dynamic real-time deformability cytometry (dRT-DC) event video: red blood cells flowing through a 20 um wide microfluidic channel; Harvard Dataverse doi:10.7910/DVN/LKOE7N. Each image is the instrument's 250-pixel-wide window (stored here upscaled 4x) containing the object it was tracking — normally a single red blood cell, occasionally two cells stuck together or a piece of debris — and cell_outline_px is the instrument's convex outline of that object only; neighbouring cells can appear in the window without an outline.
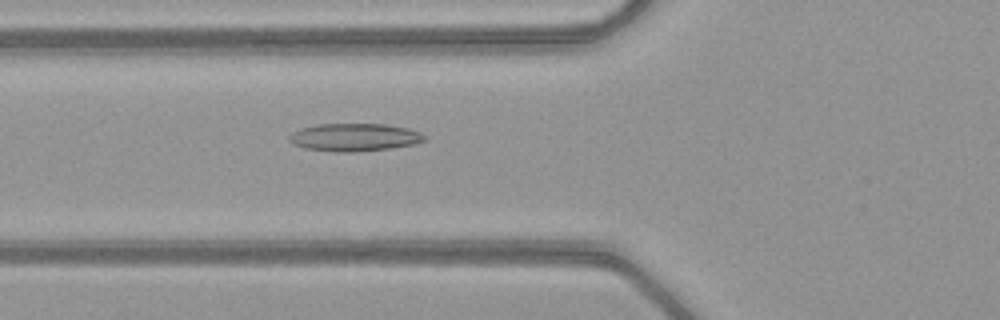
{"species": "common noctule bat (a hibernating species)", "species_latin": "Nyctalus noctula", "temperature_condition": "warm", "stored_images_in_passage": 44, "camera_frame_rate_fps": 3000, "um_per_image_px": 0.085, "animal": {"sex": "female", "body_mass_g": 21.9}, "frame": {"image": 1, "passage_image": 12, "time_ms": 3.667, "image_size_px": [1000, 320], "cell_outline_px": [[428, 140], [412, 144], [388, 148], [352, 152], [336, 152], [304, 148], [292, 144], [288, 140], [288, 136], [292, 132], [300, 128], [320, 124], [384, 124], [408, 128], [420, 132], [428, 136]], "centroid_in_image_um": [30.11, 11.66], "position_along_channel_um": 95.7, "area_um2": 21.96}}
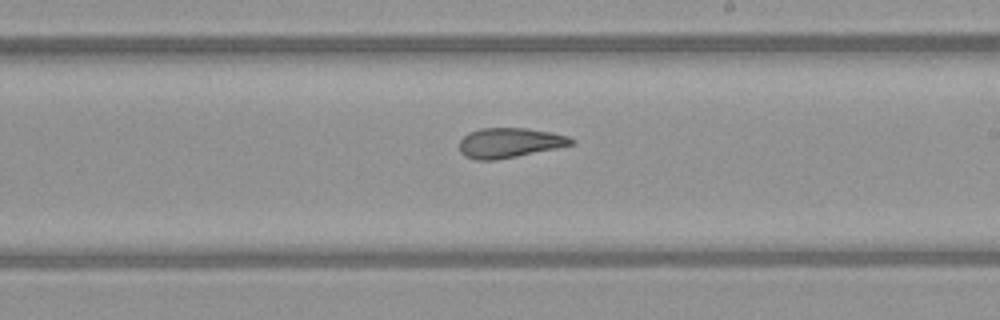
{"frame": {"image": 2, "passage_image": 23, "time_ms": 7.333, "image_size_px": [1000, 320], "cell_outline_px": [[576, 140], [572, 144], [556, 148], [496, 160], [476, 160], [464, 156], [460, 152], [460, 140], [468, 132], [480, 128], [528, 128], [552, 132], [568, 136]], "centroid_in_image_um": [43.29, 12.13], "position_along_channel_um": 245.7, "area_um2": 19.48}}
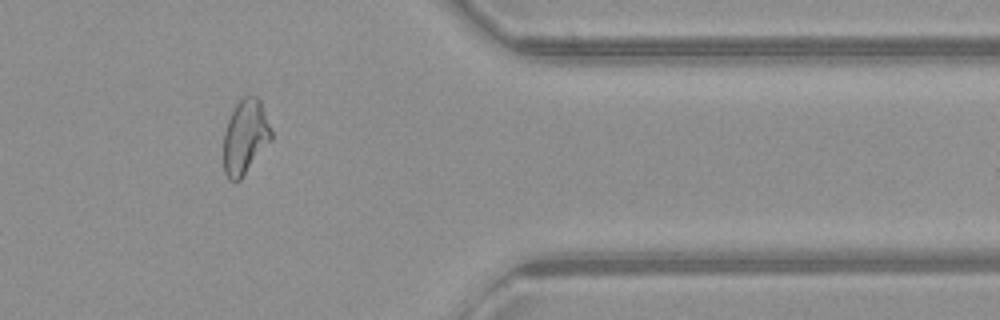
{"frame": {"image": 3, "passage_image": 35, "time_ms": 11.333, "image_size_px": [1000, 320], "cell_outline_px": [[272, 140], [240, 180], [236, 184], [228, 180], [224, 172], [224, 132], [228, 120], [236, 104], [244, 96], [256, 96], [260, 100], [272, 132]], "centroid_in_image_um": [20.84, 11.68], "position_along_channel_um": 390.6, "area_um2": 20.75}, "authors_computed_cell_mechanics": {"area_um2": 21.1837, "velocity_mm_per_s": 4.07, "shape_relaxation_time_tau1_ms": 6.9712, "shape_relaxation_time_tau2_ms": 2.3089, "deformation_change_tau1": 0.2154, "deformation_change_tau2": 0.1151}}